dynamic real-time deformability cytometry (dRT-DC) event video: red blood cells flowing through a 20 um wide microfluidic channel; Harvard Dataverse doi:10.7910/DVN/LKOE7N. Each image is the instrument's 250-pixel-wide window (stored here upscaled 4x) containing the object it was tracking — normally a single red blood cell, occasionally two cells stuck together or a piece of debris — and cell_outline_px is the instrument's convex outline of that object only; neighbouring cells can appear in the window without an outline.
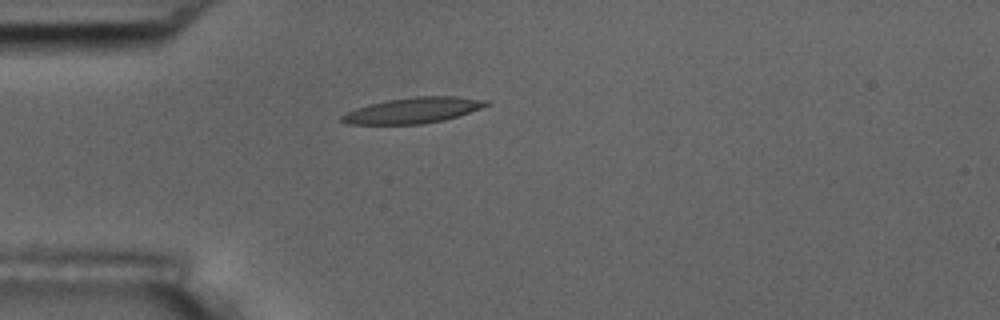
{"species": "common noctule bat (a hibernating species)", "species_latin": "Nyctalus noctula", "temperature_condition": "room temperature", "stored_images_in_passage": 2, "camera_frame_rate_fps": 3000, "um_per_image_px": 0.085, "animal": {"sex": "male", "body_mass_g": 17.5, "forearm_length_mm": 52.3}, "frame": {"image": 1, "passage_image": 1, "time_ms": 0.0, "image_size_px": [1000, 320], "cell_outline_px": [[492, 104], [444, 120], [424, 124], [348, 124], [340, 120], [340, 116], [356, 108], [368, 104], [388, 100], [416, 96], [456, 96], [492, 100]], "centroid_in_image_um": [35.15, 9.37], "position_along_channel_um": 49.9, "area_um2": 21.68}}